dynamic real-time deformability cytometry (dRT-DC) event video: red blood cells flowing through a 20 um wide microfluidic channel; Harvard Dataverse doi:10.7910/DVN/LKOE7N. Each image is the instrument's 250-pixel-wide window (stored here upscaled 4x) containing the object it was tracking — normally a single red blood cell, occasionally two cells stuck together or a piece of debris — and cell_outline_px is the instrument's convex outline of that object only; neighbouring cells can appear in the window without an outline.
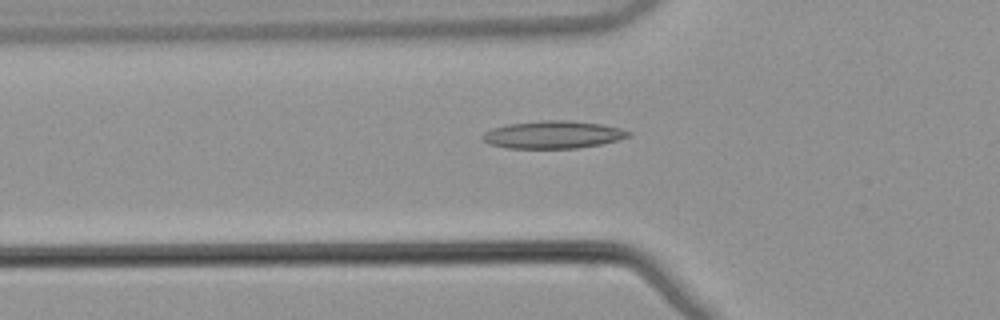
{"species": "common noctule bat (a hibernating species)", "species_latin": "Nyctalus noctula", "temperature_condition": "warm", "stored_images_in_passage": 51, "camera_frame_rate_fps": 3000, "um_per_image_px": 0.085, "animal": {"sex": "male", "body_mass_g": 21.5, "forearm_length_mm": 52.0}, "frame": {"image": 1, "passage_image": 19, "time_ms": 6.0, "image_size_px": [1000, 320], "cell_outline_px": [[632, 136], [620, 140], [600, 144], [576, 148], [508, 148], [488, 144], [480, 136], [484, 132], [492, 128], [508, 124], [540, 120], [568, 120], [604, 124], [620, 128], [632, 132]], "centroid_in_image_um": [47.03, 11.44], "position_along_channel_um": 78.8, "area_um2": 23.7}}
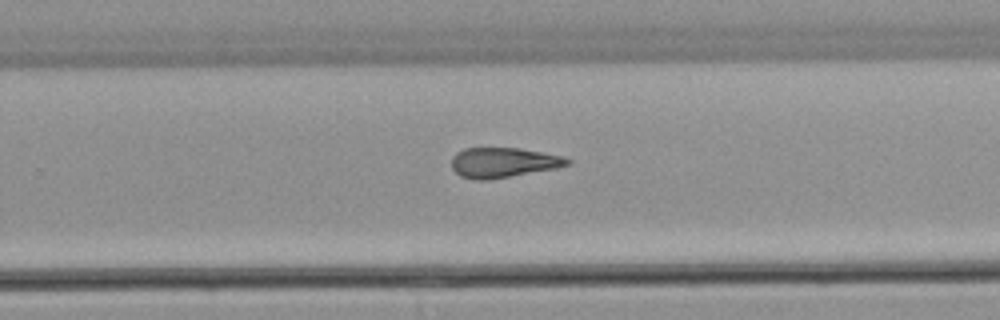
{"frame": {"image": 2, "passage_image": 35, "time_ms": 11.333, "image_size_px": [1000, 320], "cell_outline_px": [[572, 164], [556, 168], [484, 180], [476, 180], [460, 176], [452, 168], [452, 156], [456, 152], [464, 148], [520, 148], [560, 156], [572, 160]], "centroid_in_image_um": [42.75, 13.8], "position_along_channel_um": 287.1, "area_um2": 20.0}}
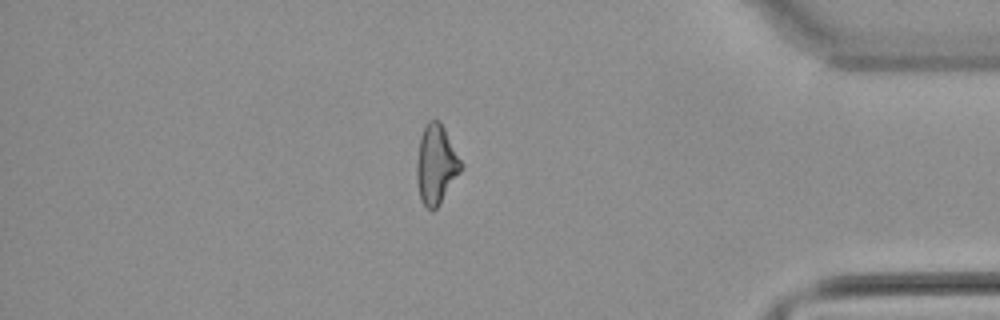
{"frame": {"image": 3, "passage_image": 46, "time_ms": 15.0, "image_size_px": [1000, 320], "cell_outline_px": [[460, 172], [440, 204], [432, 212], [420, 200], [416, 176], [416, 160], [420, 136], [424, 124], [428, 120], [440, 120], [460, 160]], "centroid_in_image_um": [37.02, 13.97], "position_along_channel_um": 398.2, "area_um2": 20.29}}